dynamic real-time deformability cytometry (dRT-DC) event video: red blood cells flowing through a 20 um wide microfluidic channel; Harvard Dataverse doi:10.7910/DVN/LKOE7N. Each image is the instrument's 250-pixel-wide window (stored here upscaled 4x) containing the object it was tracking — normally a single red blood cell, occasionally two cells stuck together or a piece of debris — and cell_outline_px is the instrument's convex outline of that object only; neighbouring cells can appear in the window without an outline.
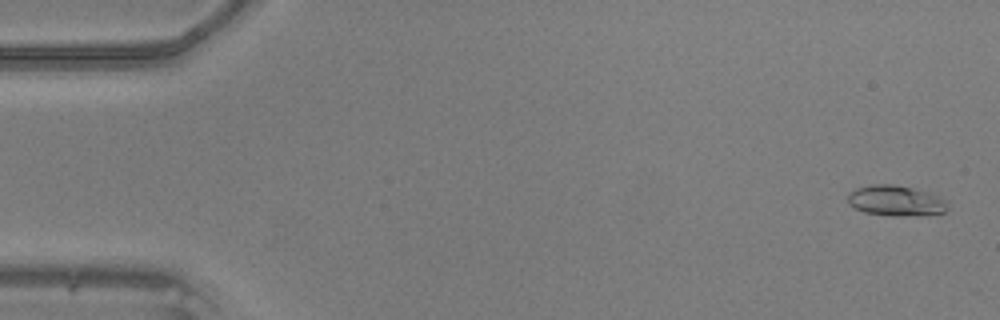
{"species": "common noctule bat (a hibernating species)", "species_latin": "Nyctalus noctula", "temperature_condition": "warm", "stored_images_in_passage": 22, "camera_frame_rate_fps": 3000, "um_per_image_px": 0.085, "animal": {"sex": "male", "body_mass_g": 20.5, "forearm_length_mm": 52.5}, "frame": {"image": 1, "passage_image": 2, "time_ms": 0.333, "image_size_px": [1000, 320], "cell_outline_px": [[948, 208], [944, 212], [920, 216], [888, 216], [864, 212], [848, 204], [848, 192], [856, 188], [872, 184], [892, 184], [912, 188], [936, 196], [944, 200], [948, 204]], "centroid_in_image_um": [76.1, 17.08], "position_along_channel_um": 8.9, "area_um2": 17.74}}
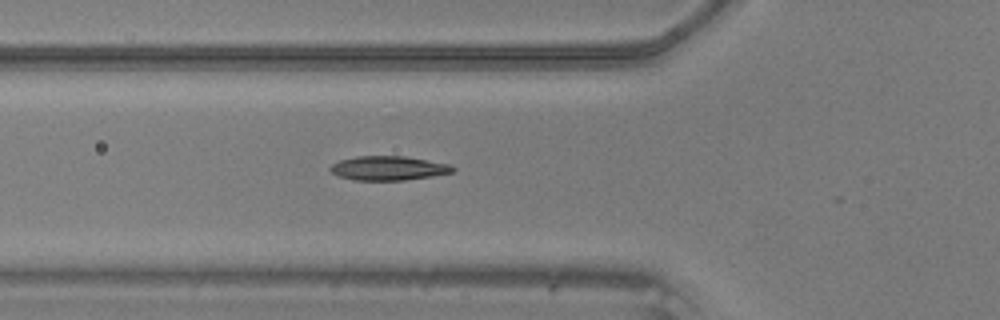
{"frame": {"image": 2, "passage_image": 18, "time_ms": 5.667, "image_size_px": [1000, 320], "cell_outline_px": [[456, 168], [452, 172], [432, 176], [404, 180], [356, 180], [340, 176], [332, 172], [328, 168], [332, 164], [340, 160], [356, 156], [404, 156], [452, 164]], "centroid_in_image_um": [33.04, 14.28], "position_along_channel_um": 92.8, "area_um2": 17.22}}
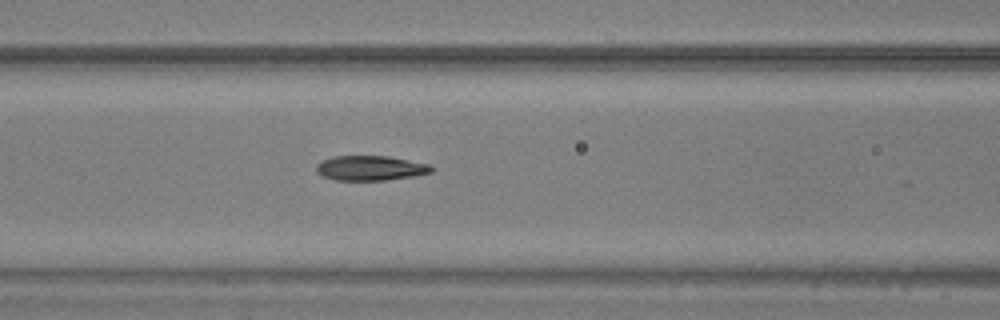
{"frame": {"image": 3, "passage_image": 21, "time_ms": 6.667, "image_size_px": [1000, 320], "cell_outline_px": [[432, 172], [412, 176], [384, 180], [336, 180], [324, 176], [316, 172], [316, 164], [320, 160], [332, 156], [388, 156], [428, 164], [432, 168]], "centroid_in_image_um": [31.42, 14.28], "position_along_channel_um": 135.2, "area_um2": 16.53}}